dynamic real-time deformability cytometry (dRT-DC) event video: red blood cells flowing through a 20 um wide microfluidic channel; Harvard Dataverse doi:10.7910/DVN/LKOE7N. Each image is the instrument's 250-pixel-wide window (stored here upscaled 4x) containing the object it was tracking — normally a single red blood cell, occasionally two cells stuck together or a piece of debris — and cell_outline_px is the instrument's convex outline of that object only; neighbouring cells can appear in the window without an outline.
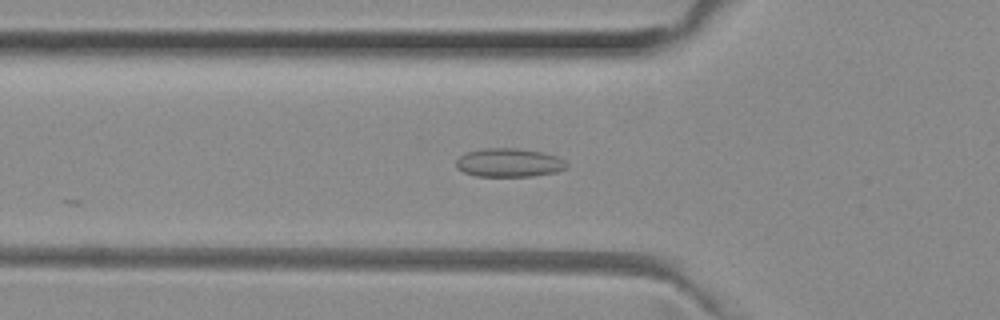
{"species": "common noctule bat (a hibernating species)", "species_latin": "Nyctalus noctula", "temperature_condition": "room temperature", "stored_images_in_passage": 25, "camera_frame_rate_fps": 3000, "um_per_image_px": 0.085, "animal": {"sex": "female", "body_mass_g": 29.2, "forearm_length_mm": 56.3}, "frame": {"image": 1, "passage_image": 17, "time_ms": 5.333, "image_size_px": [1000, 320], "cell_outline_px": [[568, 164], [564, 168], [556, 172], [532, 176], [476, 176], [464, 172], [456, 168], [456, 160], [460, 156], [468, 152], [484, 148], [516, 148], [540, 152], [556, 156], [564, 160]], "centroid_in_image_um": [43.24, 13.83], "position_along_channel_um": 82.6, "area_um2": 18.26}}
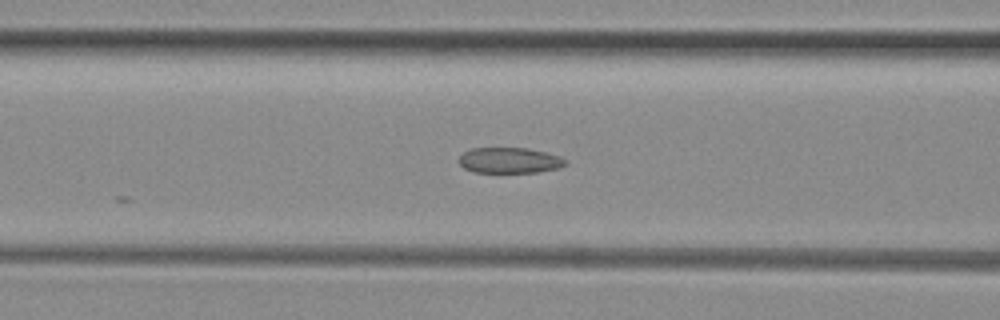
{"frame": {"image": 2, "passage_image": 20, "time_ms": 6.333, "image_size_px": [1000, 320], "cell_outline_px": [[568, 164], [556, 168], [536, 172], [472, 172], [464, 168], [460, 164], [460, 156], [464, 152], [472, 148], [528, 148], [560, 156], [568, 160]], "centroid_in_image_um": [43.32, 13.63], "position_along_channel_um": 123.3, "area_um2": 15.84}}
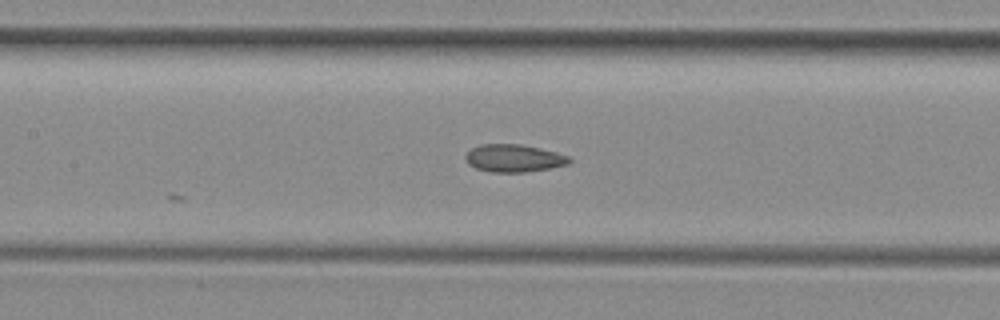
{"frame": {"image": 3, "passage_image": 23, "time_ms": 7.333, "image_size_px": [1000, 320], "cell_outline_px": [[572, 160], [568, 164], [548, 168], [524, 172], [492, 172], [476, 168], [468, 164], [464, 156], [472, 148], [480, 144], [520, 144], [540, 148], [556, 152], [568, 156]], "centroid_in_image_um": [43.66, 13.44], "position_along_channel_um": 163.7, "area_um2": 16.59}}